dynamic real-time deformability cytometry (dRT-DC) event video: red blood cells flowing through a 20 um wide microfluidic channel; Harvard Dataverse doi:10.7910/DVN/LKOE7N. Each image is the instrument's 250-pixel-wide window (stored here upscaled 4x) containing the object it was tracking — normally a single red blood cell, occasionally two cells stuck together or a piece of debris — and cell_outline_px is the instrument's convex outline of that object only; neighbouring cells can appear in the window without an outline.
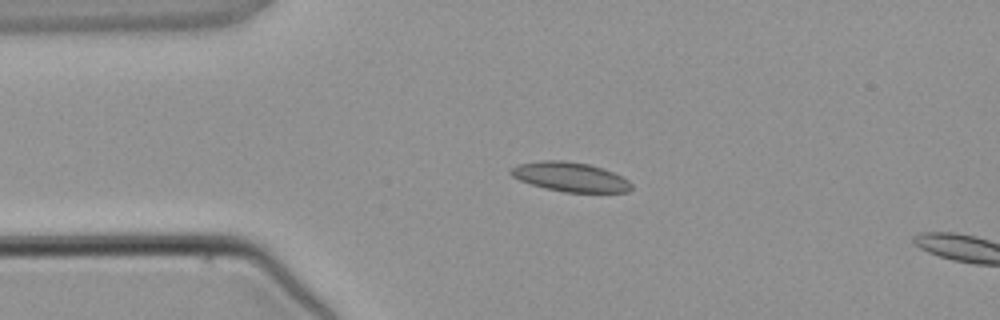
{"species": "common noctule bat (a hibernating species)", "species_latin": "Nyctalus noctula", "temperature_condition": "warm", "stored_images_in_passage": 2, "camera_frame_rate_fps": 3000, "um_per_image_px": 0.085, "animal": {"sex": "male", "body_mass_g": 21.5, "forearm_length_mm": 52.0}, "frame": {"image": 1, "passage_image": 1, "time_ms": 0.0, "image_size_px": [1000, 320], "cell_outline_px": [[632, 188], [628, 192], [564, 192], [544, 188], [520, 180], [512, 176], [508, 172], [516, 164], [540, 160], [564, 160], [588, 164], [604, 168], [628, 180], [632, 184]], "centroid_in_image_um": [48.45, 15.03], "position_along_channel_um": 36.6, "area_um2": 20.69}}